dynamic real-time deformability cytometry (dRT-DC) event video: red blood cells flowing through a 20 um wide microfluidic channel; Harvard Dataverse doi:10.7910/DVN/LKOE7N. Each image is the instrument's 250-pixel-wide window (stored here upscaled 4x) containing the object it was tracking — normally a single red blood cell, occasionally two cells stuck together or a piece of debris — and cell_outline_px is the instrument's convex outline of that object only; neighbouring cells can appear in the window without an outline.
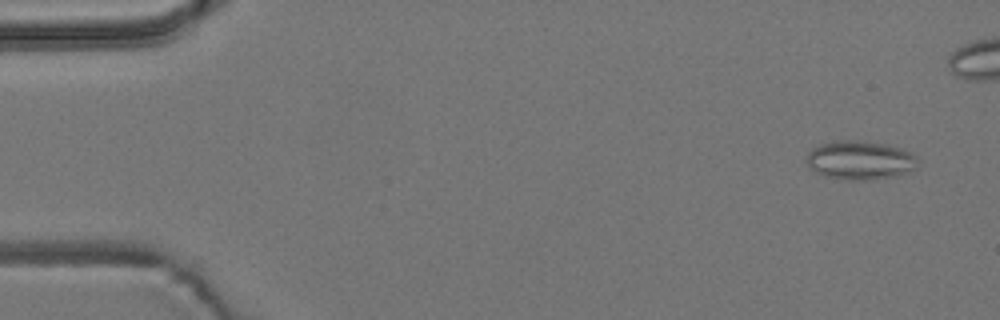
{"species": "common noctule bat (a hibernating species)", "species_latin": "Nyctalus noctula", "temperature_condition": "room temperature", "stored_images_in_passage": 57, "camera_frame_rate_fps": 3000, "um_per_image_px": 0.085, "animal": {"sex": "male", "body_mass_g": 19.2, "forearm_length_mm": 51.8}, "frame": {"image": 1, "passage_image": 3, "time_ms": 0.667, "image_size_px": [1000, 320], "cell_outline_px": [[916, 168], [908, 172], [896, 176], [876, 180], [844, 180], [824, 176], [816, 172], [808, 164], [808, 152], [812, 148], [820, 144], [836, 140], [856, 140], [888, 144], [904, 148], [912, 152], [916, 156]], "centroid_in_image_um": [73.14, 13.62], "position_along_channel_um": 11.9, "area_um2": 25.49}}